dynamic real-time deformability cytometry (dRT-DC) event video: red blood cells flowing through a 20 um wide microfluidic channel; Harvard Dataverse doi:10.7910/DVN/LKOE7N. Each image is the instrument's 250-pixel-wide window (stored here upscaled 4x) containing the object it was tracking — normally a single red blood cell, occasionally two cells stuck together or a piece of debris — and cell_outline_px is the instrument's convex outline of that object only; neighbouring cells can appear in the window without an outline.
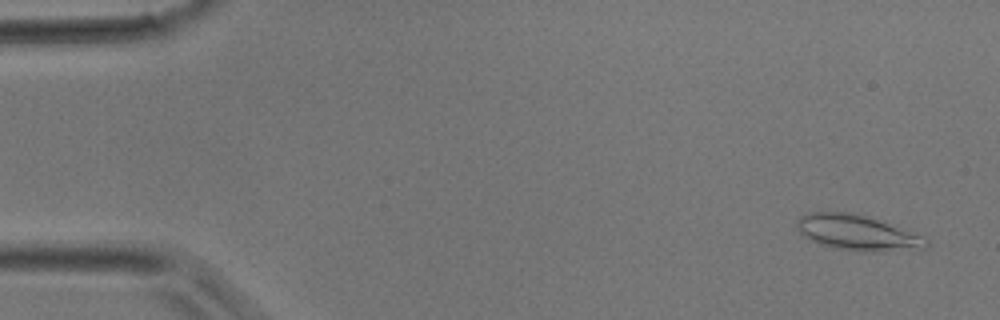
{"species": "common noctule bat (a hibernating species)", "species_latin": "Nyctalus noctula", "temperature_condition": "room temperature", "stored_images_in_passage": 39, "camera_frame_rate_fps": 3000, "um_per_image_px": 0.085, "animal": {"sex": "male", "body_mass_g": 17.9}, "frame": {"image": 1, "passage_image": 2, "time_ms": 0.333, "image_size_px": [1000, 320], "cell_outline_px": [[928, 244], [924, 248], [884, 252], [860, 252], [832, 248], [820, 244], [804, 236], [796, 228], [796, 220], [800, 216], [808, 212], [852, 212], [924, 236], [928, 240]], "centroid_in_image_um": [72.83, 19.8], "position_along_channel_um": 12.2, "area_um2": 26.65}}
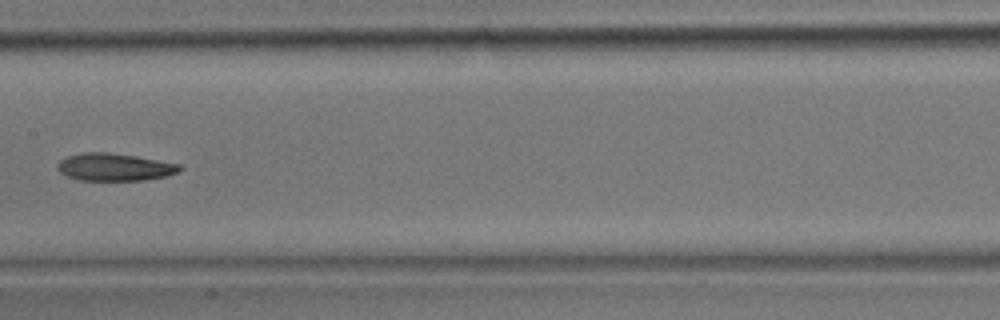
{"frame": {"image": 2, "passage_image": 20, "time_ms": 6.333, "image_size_px": [1000, 320], "cell_outline_px": [[184, 168], [180, 172], [164, 176], [144, 180], [80, 180], [68, 176], [60, 172], [56, 168], [56, 164], [60, 160], [68, 156], [80, 152], [108, 152], [136, 156], [180, 164]], "centroid_in_image_um": [9.73, 14.19], "position_along_channel_um": 197.7, "area_um2": 19.65}}
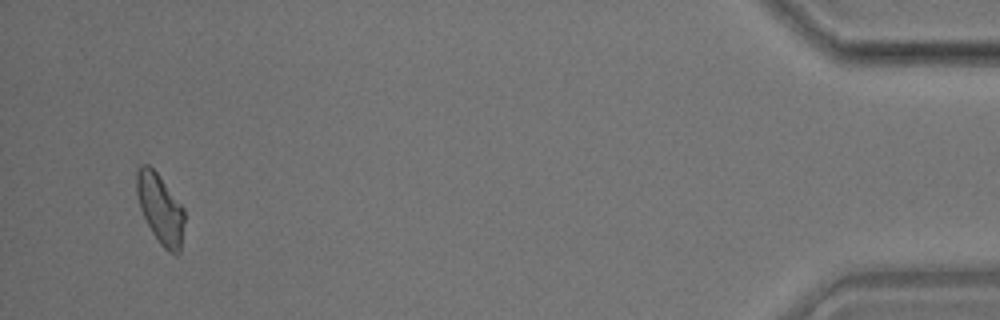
{"frame": {"image": 3, "passage_image": 38, "time_ms": 12.333, "image_size_px": [1000, 320], "cell_outline_px": [[184, 220], [180, 252], [176, 256], [168, 252], [160, 244], [152, 232], [140, 208], [136, 192], [136, 172], [140, 164], [148, 164], [156, 172], [184, 208]], "centroid_in_image_um": [13.62, 17.76], "position_along_channel_um": 421.6, "area_um2": 19.31}}